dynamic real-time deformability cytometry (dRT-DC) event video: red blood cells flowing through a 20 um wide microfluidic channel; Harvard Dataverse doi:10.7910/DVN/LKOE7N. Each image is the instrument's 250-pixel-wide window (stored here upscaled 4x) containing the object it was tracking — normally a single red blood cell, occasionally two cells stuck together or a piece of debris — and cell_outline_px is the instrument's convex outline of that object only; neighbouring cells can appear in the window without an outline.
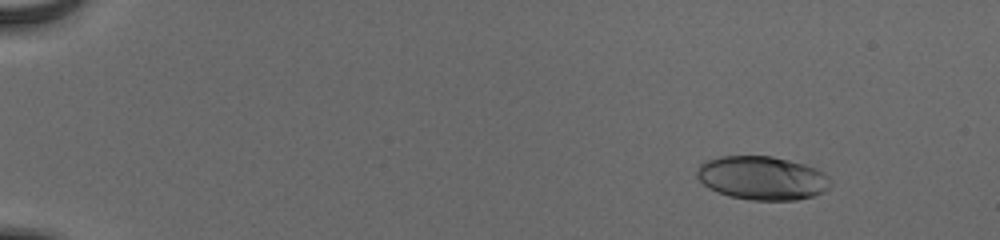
{"species": "human", "species_latin": "Homo sapiens", "temperature_condition": "cold", "stored_images_in_passage": 56, "camera_frame_rate_fps": 3000, "um_per_image_px": 0.085, "donor": {"sex": "male"}, "frame": {"image": 1, "passage_image": 8, "time_ms": 2.333, "image_size_px": [1000, 240], "cell_outline_px": [[832, 184], [824, 192], [812, 196], [796, 200], [752, 200], [728, 196], [716, 192], [708, 188], [696, 176], [696, 172], [700, 164], [704, 160], [720, 156], [772, 156], [804, 164], [816, 168], [824, 172], [828, 176]], "centroid_in_image_um": [64.77, 15.13], "position_along_channel_um": 20.2, "area_um2": 34.22}}
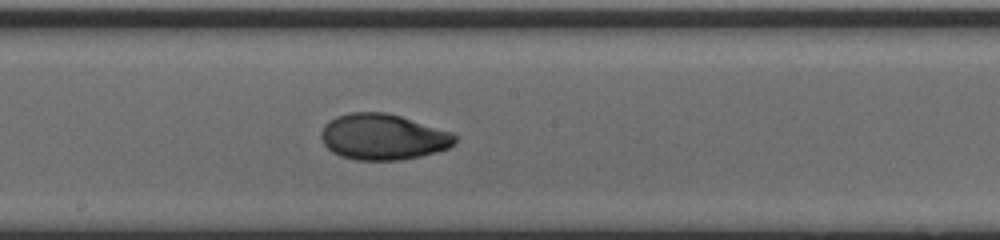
{"frame": {"image": 2, "passage_image": 34, "time_ms": 11.0, "image_size_px": [1000, 240], "cell_outline_px": [[456, 144], [448, 148], [436, 152], [420, 156], [400, 160], [356, 160], [340, 156], [332, 152], [324, 144], [320, 136], [320, 132], [324, 124], [328, 120], [336, 116], [348, 112], [388, 112], [452, 132], [456, 136]], "centroid_in_image_um": [32.53, 11.63], "position_along_channel_um": 215.7, "area_um2": 36.13}}
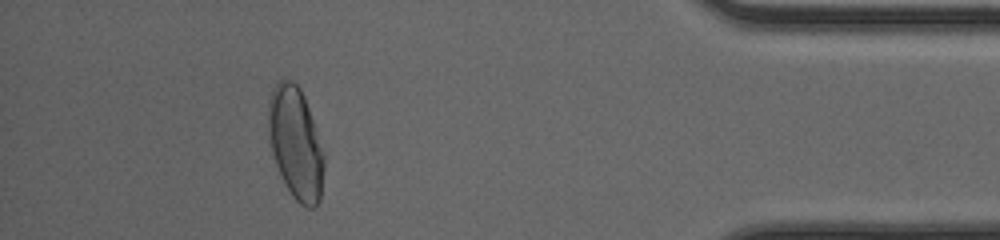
{"frame": {"image": 3, "passage_image": 52, "time_ms": 17.0, "image_size_px": [1000, 240], "cell_outline_px": [[324, 168], [320, 200], [316, 208], [308, 208], [300, 204], [292, 196], [280, 176], [268, 140], [268, 100], [272, 88], [284, 76], [292, 80], [300, 88], [304, 96], [316, 128], [324, 156]], "centroid_in_image_um": [25.11, 12.16], "position_along_channel_um": 410.1, "area_um2": 36.76}, "authors_computed_cell_mechanics": {"area_um2": 35.0268, "velocity_mm_per_s": 3.8959, "shape_relaxation_time_tau1_ms": 4.2611, "shape_relaxation_time_tau2_ms": 1.1288, "deformation_change_tau1": 0.1936, "deformation_change_tau2": 0.0449}}